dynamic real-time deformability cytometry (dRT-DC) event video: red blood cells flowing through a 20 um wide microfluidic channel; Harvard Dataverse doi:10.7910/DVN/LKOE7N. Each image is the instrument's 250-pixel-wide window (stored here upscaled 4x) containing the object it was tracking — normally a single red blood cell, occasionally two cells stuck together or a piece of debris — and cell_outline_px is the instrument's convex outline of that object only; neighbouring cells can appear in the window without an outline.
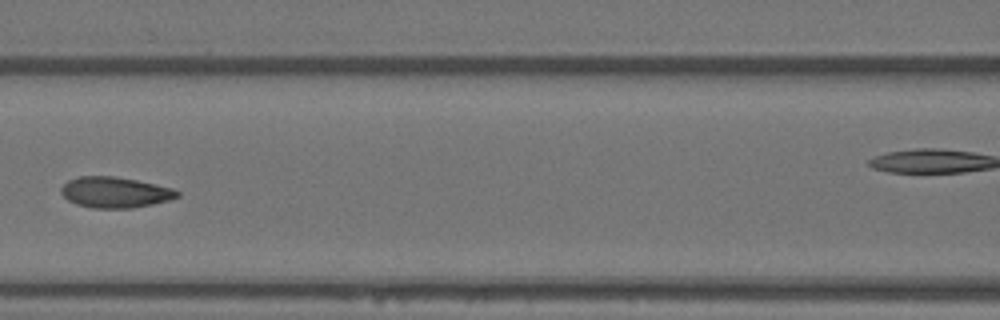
{"species": "Egyptian fruit bat (a non-hibernating species)", "species_latin": "Rousettus aegyptiacus", "temperature_condition": "warm", "stored_images_in_passage": 8, "segment_of_instrument_passage": [1, 2], "camera_frame_rate_fps": 3000, "um_per_image_px": 0.085, "animal": {"sex": "female"}, "frame": {"image": 1, "passage_image": 7, "time_ms": 2.0, "image_size_px": [1000, 320], "cell_outline_px": [[180, 196], [168, 200], [152, 204], [132, 208], [92, 208], [76, 204], [68, 200], [60, 192], [60, 188], [68, 180], [80, 176], [112, 176], [136, 180], [172, 188], [180, 192]], "centroid_in_image_um": [9.75, 16.35], "position_along_channel_um": 156.8, "area_um2": 20.75}}